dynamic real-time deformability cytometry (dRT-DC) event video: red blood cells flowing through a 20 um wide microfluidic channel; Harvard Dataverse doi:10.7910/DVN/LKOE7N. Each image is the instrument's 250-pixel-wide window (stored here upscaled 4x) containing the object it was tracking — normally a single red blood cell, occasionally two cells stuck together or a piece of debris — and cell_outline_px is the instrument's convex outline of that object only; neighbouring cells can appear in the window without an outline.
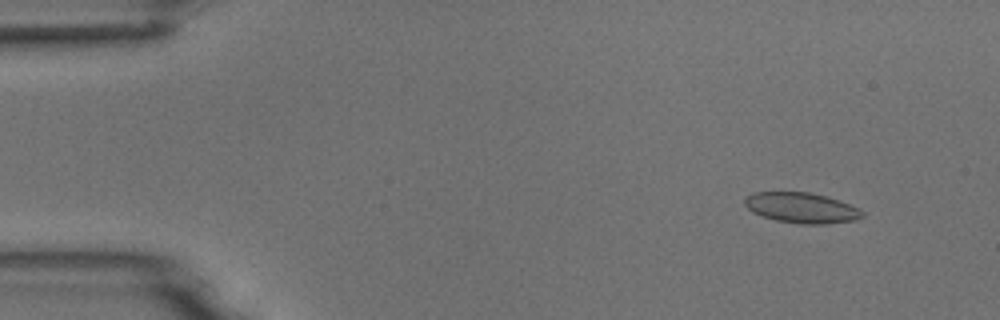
{"species": "common noctule bat (a hibernating species)", "species_latin": "Nyctalus noctula", "temperature_condition": "room temperature", "stored_images_in_passage": 54, "camera_frame_rate_fps": 3000, "um_per_image_px": 0.085, "animal": {"sex": "male", "body_mass_g": 18.8}, "frame": {"image": 1, "passage_image": 5, "time_ms": 1.333, "image_size_px": [1000, 320], "cell_outline_px": [[864, 216], [856, 220], [828, 224], [800, 224], [776, 220], [752, 212], [744, 204], [744, 200], [752, 192], [808, 192], [824, 196], [848, 204], [864, 212]], "centroid_in_image_um": [68.12, 17.67], "position_along_channel_um": 16.9, "area_um2": 20.63}}
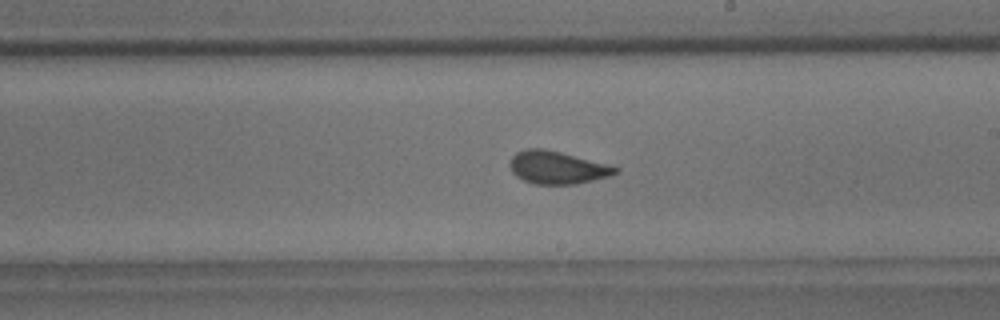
{"frame": {"image": 2, "passage_image": 31, "time_ms": 10.0, "image_size_px": [1000, 320], "cell_outline_px": [[620, 172], [612, 176], [576, 184], [532, 184], [516, 176], [512, 172], [508, 164], [512, 156], [516, 152], [524, 148], [544, 148], [608, 164], [620, 168]], "centroid_in_image_um": [47.37, 14.24], "position_along_channel_um": 241.6, "area_um2": 20.4}}
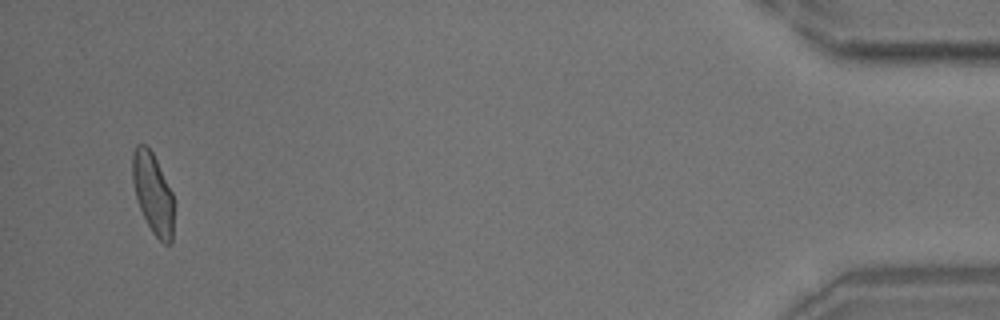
{"frame": {"image": 3, "passage_image": 52, "time_ms": 17.0, "image_size_px": [1000, 320], "cell_outline_px": [[176, 204], [172, 244], [164, 244], [152, 232], [140, 208], [136, 196], [132, 180], [132, 152], [136, 144], [148, 144], [172, 192]], "centroid_in_image_um": [13.04, 16.45], "position_along_channel_um": 422.2, "area_um2": 19.94}, "authors_computed_cell_mechanics": {"area_um2": 20.2878, "velocity_mm_per_s": 3.7178, "shape_relaxation_time_tau1_ms": 6.8294, "shape_relaxation_time_tau2_ms": 0.912, "deformation_change_tau1": 0.1485, "deformation_change_tau2": 0.0519}}